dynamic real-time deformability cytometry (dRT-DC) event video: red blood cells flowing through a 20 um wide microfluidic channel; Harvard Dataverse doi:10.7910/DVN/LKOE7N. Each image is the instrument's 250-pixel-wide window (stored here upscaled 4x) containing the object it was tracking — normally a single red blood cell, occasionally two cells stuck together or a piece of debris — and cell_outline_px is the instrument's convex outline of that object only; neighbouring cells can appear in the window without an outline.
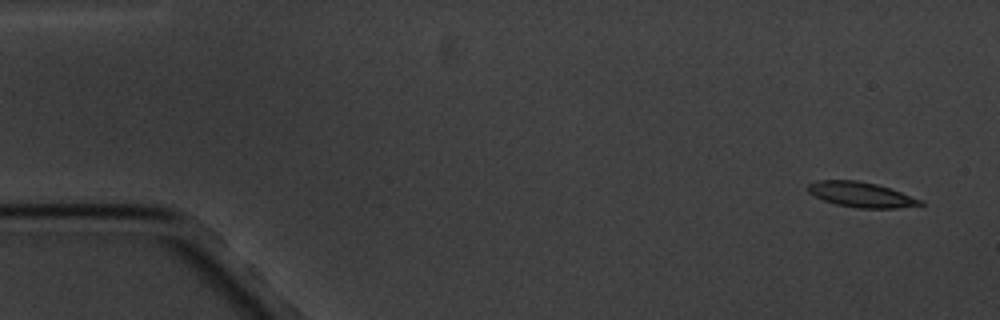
{"species": "common noctule bat (a hibernating species)", "species_latin": "Nyctalus noctula", "temperature_condition": "cold", "stored_images_in_passage": 5, "segment_of_instrument_passage": [1, 2], "camera_frame_rate_fps": 3000, "um_per_image_px": 0.085, "animal": {"sex": "male", "body_mass_g": 20.1, "forearm_length_mm": 53.5}, "frame": {"image": 1, "passage_image": 1, "time_ms": 0.0, "image_size_px": [1000, 320], "cell_outline_px": [[924, 204], [896, 208], [856, 208], [836, 204], [824, 200], [808, 192], [808, 184], [816, 180], [856, 180], [876, 184], [924, 200]], "centroid_in_image_um": [73.18, 16.54], "position_along_channel_um": 11.8, "area_um2": 16.3}}
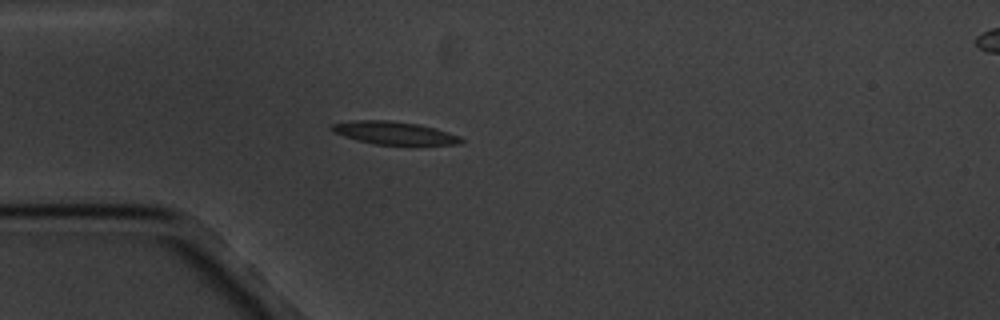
{"frame": {"image": 2, "passage_image": 4, "time_ms": 4.333, "image_size_px": [1000, 320], "cell_outline_px": [[464, 140], [460, 144], [376, 144], [344, 136], [332, 132], [328, 128], [332, 124], [356, 120], [388, 120], [420, 124], [436, 128], [460, 136]], "centroid_in_image_um": [33.5, 11.28], "position_along_channel_um": 51.5, "area_um2": 17.05}}